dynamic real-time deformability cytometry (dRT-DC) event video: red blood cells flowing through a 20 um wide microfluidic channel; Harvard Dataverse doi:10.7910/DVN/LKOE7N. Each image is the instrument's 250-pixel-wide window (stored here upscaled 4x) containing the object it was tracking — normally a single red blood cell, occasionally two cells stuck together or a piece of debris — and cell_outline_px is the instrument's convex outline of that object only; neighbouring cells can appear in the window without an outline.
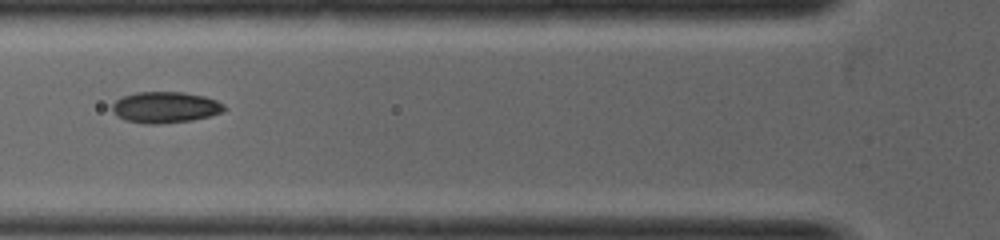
{"species": "common noctule bat (a hibernating species)", "species_latin": "Nyctalus noctula", "temperature_condition": "warm", "stored_images_in_passage": 13, "camera_frame_rate_fps": 5000, "um_per_image_px": 0.085, "animal": {"sex": "female", "body_mass_g": 19.0, "forearm_length_mm": 53.3}, "frame": {"image": 1, "passage_image": 3, "time_ms": 0.8, "image_size_px": [1000, 240], "cell_outline_px": [[228, 108], [224, 112], [192, 120], [160, 124], [144, 124], [124, 120], [116, 116], [112, 112], [112, 104], [116, 100], [124, 96], [136, 92], [184, 92], [204, 96], [216, 100], [224, 104]], "centroid_in_image_um": [14.05, 9.13], "position_along_channel_um": 111.8, "area_um2": 20.58}}
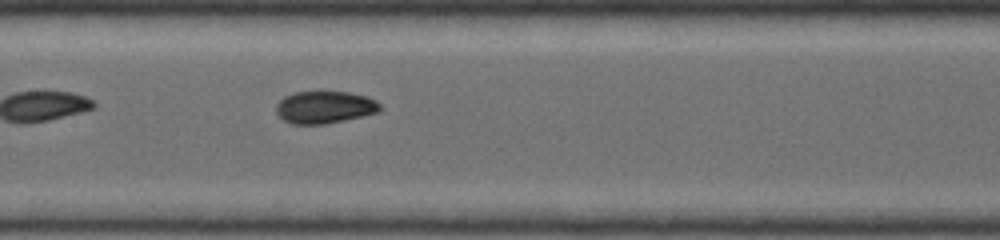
{"frame": {"image": 2, "passage_image": 6, "time_ms": 1.6, "image_size_px": [1000, 240], "cell_outline_px": [[384, 108], [380, 112], [364, 116], [328, 124], [292, 124], [284, 120], [276, 112], [276, 104], [284, 96], [296, 92], [352, 92], [368, 96], [376, 100]], "centroid_in_image_um": [27.66, 9.12], "position_along_channel_um": 179.7, "area_um2": 19.88}}